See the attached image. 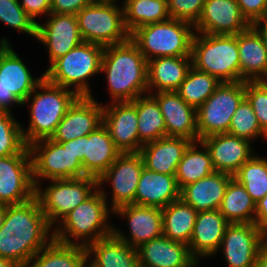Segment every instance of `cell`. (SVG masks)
<instances>
[{
	"label": "cell",
	"instance_id": "49",
	"mask_svg": "<svg viewBox=\"0 0 267 267\" xmlns=\"http://www.w3.org/2000/svg\"><path fill=\"white\" fill-rule=\"evenodd\" d=\"M251 26L259 34L265 47L267 48V12L261 18L254 21Z\"/></svg>",
	"mask_w": 267,
	"mask_h": 267
},
{
	"label": "cell",
	"instance_id": "40",
	"mask_svg": "<svg viewBox=\"0 0 267 267\" xmlns=\"http://www.w3.org/2000/svg\"><path fill=\"white\" fill-rule=\"evenodd\" d=\"M228 133L253 142L255 138L267 135L262 131L251 104L244 98L232 116Z\"/></svg>",
	"mask_w": 267,
	"mask_h": 267
},
{
	"label": "cell",
	"instance_id": "7",
	"mask_svg": "<svg viewBox=\"0 0 267 267\" xmlns=\"http://www.w3.org/2000/svg\"><path fill=\"white\" fill-rule=\"evenodd\" d=\"M192 66L222 82L240 81L237 35L195 33L191 49Z\"/></svg>",
	"mask_w": 267,
	"mask_h": 267
},
{
	"label": "cell",
	"instance_id": "2",
	"mask_svg": "<svg viewBox=\"0 0 267 267\" xmlns=\"http://www.w3.org/2000/svg\"><path fill=\"white\" fill-rule=\"evenodd\" d=\"M101 72L107 76L110 103L131 102L148 94L147 60L130 38L104 47Z\"/></svg>",
	"mask_w": 267,
	"mask_h": 267
},
{
	"label": "cell",
	"instance_id": "29",
	"mask_svg": "<svg viewBox=\"0 0 267 267\" xmlns=\"http://www.w3.org/2000/svg\"><path fill=\"white\" fill-rule=\"evenodd\" d=\"M240 81H267V48L250 25L237 34Z\"/></svg>",
	"mask_w": 267,
	"mask_h": 267
},
{
	"label": "cell",
	"instance_id": "31",
	"mask_svg": "<svg viewBox=\"0 0 267 267\" xmlns=\"http://www.w3.org/2000/svg\"><path fill=\"white\" fill-rule=\"evenodd\" d=\"M191 67V56H165L148 60V94L151 92L176 91L185 80Z\"/></svg>",
	"mask_w": 267,
	"mask_h": 267
},
{
	"label": "cell",
	"instance_id": "6",
	"mask_svg": "<svg viewBox=\"0 0 267 267\" xmlns=\"http://www.w3.org/2000/svg\"><path fill=\"white\" fill-rule=\"evenodd\" d=\"M194 25L169 18L135 29L130 39L137 45L145 59L158 57L191 56Z\"/></svg>",
	"mask_w": 267,
	"mask_h": 267
},
{
	"label": "cell",
	"instance_id": "36",
	"mask_svg": "<svg viewBox=\"0 0 267 267\" xmlns=\"http://www.w3.org/2000/svg\"><path fill=\"white\" fill-rule=\"evenodd\" d=\"M256 203L244 186L232 178L219 207L220 213L230 223H255Z\"/></svg>",
	"mask_w": 267,
	"mask_h": 267
},
{
	"label": "cell",
	"instance_id": "28",
	"mask_svg": "<svg viewBox=\"0 0 267 267\" xmlns=\"http://www.w3.org/2000/svg\"><path fill=\"white\" fill-rule=\"evenodd\" d=\"M231 174L214 171L200 180L184 186L180 198L196 211L219 210Z\"/></svg>",
	"mask_w": 267,
	"mask_h": 267
},
{
	"label": "cell",
	"instance_id": "46",
	"mask_svg": "<svg viewBox=\"0 0 267 267\" xmlns=\"http://www.w3.org/2000/svg\"><path fill=\"white\" fill-rule=\"evenodd\" d=\"M91 3V0H51V13L76 15Z\"/></svg>",
	"mask_w": 267,
	"mask_h": 267
},
{
	"label": "cell",
	"instance_id": "1",
	"mask_svg": "<svg viewBox=\"0 0 267 267\" xmlns=\"http://www.w3.org/2000/svg\"><path fill=\"white\" fill-rule=\"evenodd\" d=\"M51 228L36 197L23 204L6 205L0 257L23 267L53 239Z\"/></svg>",
	"mask_w": 267,
	"mask_h": 267
},
{
	"label": "cell",
	"instance_id": "12",
	"mask_svg": "<svg viewBox=\"0 0 267 267\" xmlns=\"http://www.w3.org/2000/svg\"><path fill=\"white\" fill-rule=\"evenodd\" d=\"M34 185L43 180L84 177L83 164L67 147L48 138L29 145Z\"/></svg>",
	"mask_w": 267,
	"mask_h": 267
},
{
	"label": "cell",
	"instance_id": "38",
	"mask_svg": "<svg viewBox=\"0 0 267 267\" xmlns=\"http://www.w3.org/2000/svg\"><path fill=\"white\" fill-rule=\"evenodd\" d=\"M220 84L221 82L213 75L198 71L192 66L176 92L197 110Z\"/></svg>",
	"mask_w": 267,
	"mask_h": 267
},
{
	"label": "cell",
	"instance_id": "43",
	"mask_svg": "<svg viewBox=\"0 0 267 267\" xmlns=\"http://www.w3.org/2000/svg\"><path fill=\"white\" fill-rule=\"evenodd\" d=\"M245 98L251 104L259 126L267 135V81H245Z\"/></svg>",
	"mask_w": 267,
	"mask_h": 267
},
{
	"label": "cell",
	"instance_id": "30",
	"mask_svg": "<svg viewBox=\"0 0 267 267\" xmlns=\"http://www.w3.org/2000/svg\"><path fill=\"white\" fill-rule=\"evenodd\" d=\"M86 253L87 264L90 267H140L137 249L113 233L89 243L86 246Z\"/></svg>",
	"mask_w": 267,
	"mask_h": 267
},
{
	"label": "cell",
	"instance_id": "25",
	"mask_svg": "<svg viewBox=\"0 0 267 267\" xmlns=\"http://www.w3.org/2000/svg\"><path fill=\"white\" fill-rule=\"evenodd\" d=\"M229 224L219 210L198 211L188 246L191 255L199 263L201 258L213 257L218 253Z\"/></svg>",
	"mask_w": 267,
	"mask_h": 267
},
{
	"label": "cell",
	"instance_id": "4",
	"mask_svg": "<svg viewBox=\"0 0 267 267\" xmlns=\"http://www.w3.org/2000/svg\"><path fill=\"white\" fill-rule=\"evenodd\" d=\"M77 97L78 95L71 88L54 85L44 78L23 103L24 105L32 100L29 105V125L26 129L22 127L26 145L29 146L36 141L51 138Z\"/></svg>",
	"mask_w": 267,
	"mask_h": 267
},
{
	"label": "cell",
	"instance_id": "18",
	"mask_svg": "<svg viewBox=\"0 0 267 267\" xmlns=\"http://www.w3.org/2000/svg\"><path fill=\"white\" fill-rule=\"evenodd\" d=\"M112 214L126 217L130 231L128 237L113 227V234L135 249L163 235L161 208L129 204L116 208Z\"/></svg>",
	"mask_w": 267,
	"mask_h": 267
},
{
	"label": "cell",
	"instance_id": "37",
	"mask_svg": "<svg viewBox=\"0 0 267 267\" xmlns=\"http://www.w3.org/2000/svg\"><path fill=\"white\" fill-rule=\"evenodd\" d=\"M124 25L129 34L135 29L170 18L167 0H123Z\"/></svg>",
	"mask_w": 267,
	"mask_h": 267
},
{
	"label": "cell",
	"instance_id": "15",
	"mask_svg": "<svg viewBox=\"0 0 267 267\" xmlns=\"http://www.w3.org/2000/svg\"><path fill=\"white\" fill-rule=\"evenodd\" d=\"M144 168L139 152L121 153L111 166L97 179L98 187L111 183L112 196L110 207L116 208L135 204V194Z\"/></svg>",
	"mask_w": 267,
	"mask_h": 267
},
{
	"label": "cell",
	"instance_id": "45",
	"mask_svg": "<svg viewBox=\"0 0 267 267\" xmlns=\"http://www.w3.org/2000/svg\"><path fill=\"white\" fill-rule=\"evenodd\" d=\"M236 2L250 25L267 12V0H236Z\"/></svg>",
	"mask_w": 267,
	"mask_h": 267
},
{
	"label": "cell",
	"instance_id": "27",
	"mask_svg": "<svg viewBox=\"0 0 267 267\" xmlns=\"http://www.w3.org/2000/svg\"><path fill=\"white\" fill-rule=\"evenodd\" d=\"M180 199L175 175H166L143 168L135 194V205L163 209Z\"/></svg>",
	"mask_w": 267,
	"mask_h": 267
},
{
	"label": "cell",
	"instance_id": "3",
	"mask_svg": "<svg viewBox=\"0 0 267 267\" xmlns=\"http://www.w3.org/2000/svg\"><path fill=\"white\" fill-rule=\"evenodd\" d=\"M102 188L104 187H98L89 198L70 211L59 222L60 225L52 228L55 240L86 247L89 243L113 233L114 225L110 224L108 218L113 210L109 208L107 194Z\"/></svg>",
	"mask_w": 267,
	"mask_h": 267
},
{
	"label": "cell",
	"instance_id": "13",
	"mask_svg": "<svg viewBox=\"0 0 267 267\" xmlns=\"http://www.w3.org/2000/svg\"><path fill=\"white\" fill-rule=\"evenodd\" d=\"M67 147L83 164L84 176L98 179L122 153L114 144L107 127L102 123L87 136L67 142Z\"/></svg>",
	"mask_w": 267,
	"mask_h": 267
},
{
	"label": "cell",
	"instance_id": "19",
	"mask_svg": "<svg viewBox=\"0 0 267 267\" xmlns=\"http://www.w3.org/2000/svg\"><path fill=\"white\" fill-rule=\"evenodd\" d=\"M47 22H37L36 39L46 45L50 65L83 42L75 14L50 13Z\"/></svg>",
	"mask_w": 267,
	"mask_h": 267
},
{
	"label": "cell",
	"instance_id": "33",
	"mask_svg": "<svg viewBox=\"0 0 267 267\" xmlns=\"http://www.w3.org/2000/svg\"><path fill=\"white\" fill-rule=\"evenodd\" d=\"M198 211L181 198L162 209L163 235L189 245Z\"/></svg>",
	"mask_w": 267,
	"mask_h": 267
},
{
	"label": "cell",
	"instance_id": "10",
	"mask_svg": "<svg viewBox=\"0 0 267 267\" xmlns=\"http://www.w3.org/2000/svg\"><path fill=\"white\" fill-rule=\"evenodd\" d=\"M245 98V81L222 82L197 109L198 140L228 133L233 114Z\"/></svg>",
	"mask_w": 267,
	"mask_h": 267
},
{
	"label": "cell",
	"instance_id": "14",
	"mask_svg": "<svg viewBox=\"0 0 267 267\" xmlns=\"http://www.w3.org/2000/svg\"><path fill=\"white\" fill-rule=\"evenodd\" d=\"M35 190L29 146L20 154L0 157V204H23L35 197Z\"/></svg>",
	"mask_w": 267,
	"mask_h": 267
},
{
	"label": "cell",
	"instance_id": "23",
	"mask_svg": "<svg viewBox=\"0 0 267 267\" xmlns=\"http://www.w3.org/2000/svg\"><path fill=\"white\" fill-rule=\"evenodd\" d=\"M200 141L209 150L214 170L232 176L255 155L251 142L229 133L210 135Z\"/></svg>",
	"mask_w": 267,
	"mask_h": 267
},
{
	"label": "cell",
	"instance_id": "34",
	"mask_svg": "<svg viewBox=\"0 0 267 267\" xmlns=\"http://www.w3.org/2000/svg\"><path fill=\"white\" fill-rule=\"evenodd\" d=\"M197 147L204 149L200 150ZM214 171L209 150L198 140L191 142L185 150L182 160L177 166L175 177L181 190L184 186L196 182Z\"/></svg>",
	"mask_w": 267,
	"mask_h": 267
},
{
	"label": "cell",
	"instance_id": "39",
	"mask_svg": "<svg viewBox=\"0 0 267 267\" xmlns=\"http://www.w3.org/2000/svg\"><path fill=\"white\" fill-rule=\"evenodd\" d=\"M256 202L267 193V159L254 155L233 175Z\"/></svg>",
	"mask_w": 267,
	"mask_h": 267
},
{
	"label": "cell",
	"instance_id": "52",
	"mask_svg": "<svg viewBox=\"0 0 267 267\" xmlns=\"http://www.w3.org/2000/svg\"><path fill=\"white\" fill-rule=\"evenodd\" d=\"M5 215H6V205L0 204V229L3 226Z\"/></svg>",
	"mask_w": 267,
	"mask_h": 267
},
{
	"label": "cell",
	"instance_id": "41",
	"mask_svg": "<svg viewBox=\"0 0 267 267\" xmlns=\"http://www.w3.org/2000/svg\"><path fill=\"white\" fill-rule=\"evenodd\" d=\"M26 147L22 125L11 112L0 111V157L20 154Z\"/></svg>",
	"mask_w": 267,
	"mask_h": 267
},
{
	"label": "cell",
	"instance_id": "20",
	"mask_svg": "<svg viewBox=\"0 0 267 267\" xmlns=\"http://www.w3.org/2000/svg\"><path fill=\"white\" fill-rule=\"evenodd\" d=\"M249 26L236 0H206L194 30L202 34L237 35Z\"/></svg>",
	"mask_w": 267,
	"mask_h": 267
},
{
	"label": "cell",
	"instance_id": "21",
	"mask_svg": "<svg viewBox=\"0 0 267 267\" xmlns=\"http://www.w3.org/2000/svg\"><path fill=\"white\" fill-rule=\"evenodd\" d=\"M136 99L103 106V124L116 147L122 152H139Z\"/></svg>",
	"mask_w": 267,
	"mask_h": 267
},
{
	"label": "cell",
	"instance_id": "53",
	"mask_svg": "<svg viewBox=\"0 0 267 267\" xmlns=\"http://www.w3.org/2000/svg\"><path fill=\"white\" fill-rule=\"evenodd\" d=\"M92 3H102V4H115L117 3L116 0H91Z\"/></svg>",
	"mask_w": 267,
	"mask_h": 267
},
{
	"label": "cell",
	"instance_id": "26",
	"mask_svg": "<svg viewBox=\"0 0 267 267\" xmlns=\"http://www.w3.org/2000/svg\"><path fill=\"white\" fill-rule=\"evenodd\" d=\"M192 141L182 137H163L145 143L139 153L144 167L150 171L175 175L185 150Z\"/></svg>",
	"mask_w": 267,
	"mask_h": 267
},
{
	"label": "cell",
	"instance_id": "24",
	"mask_svg": "<svg viewBox=\"0 0 267 267\" xmlns=\"http://www.w3.org/2000/svg\"><path fill=\"white\" fill-rule=\"evenodd\" d=\"M140 267H197L189 246L162 235L137 248Z\"/></svg>",
	"mask_w": 267,
	"mask_h": 267
},
{
	"label": "cell",
	"instance_id": "32",
	"mask_svg": "<svg viewBox=\"0 0 267 267\" xmlns=\"http://www.w3.org/2000/svg\"><path fill=\"white\" fill-rule=\"evenodd\" d=\"M86 247L65 244L54 238L23 267H86Z\"/></svg>",
	"mask_w": 267,
	"mask_h": 267
},
{
	"label": "cell",
	"instance_id": "47",
	"mask_svg": "<svg viewBox=\"0 0 267 267\" xmlns=\"http://www.w3.org/2000/svg\"><path fill=\"white\" fill-rule=\"evenodd\" d=\"M19 4L34 21L39 15L51 13V0H21Z\"/></svg>",
	"mask_w": 267,
	"mask_h": 267
},
{
	"label": "cell",
	"instance_id": "42",
	"mask_svg": "<svg viewBox=\"0 0 267 267\" xmlns=\"http://www.w3.org/2000/svg\"><path fill=\"white\" fill-rule=\"evenodd\" d=\"M0 22L33 38L37 36V20L24 11L19 0H0Z\"/></svg>",
	"mask_w": 267,
	"mask_h": 267
},
{
	"label": "cell",
	"instance_id": "44",
	"mask_svg": "<svg viewBox=\"0 0 267 267\" xmlns=\"http://www.w3.org/2000/svg\"><path fill=\"white\" fill-rule=\"evenodd\" d=\"M205 2L206 0H167L169 16L195 25Z\"/></svg>",
	"mask_w": 267,
	"mask_h": 267
},
{
	"label": "cell",
	"instance_id": "22",
	"mask_svg": "<svg viewBox=\"0 0 267 267\" xmlns=\"http://www.w3.org/2000/svg\"><path fill=\"white\" fill-rule=\"evenodd\" d=\"M151 95L160 106L167 137L198 141L196 109L187 104L176 91H161Z\"/></svg>",
	"mask_w": 267,
	"mask_h": 267
},
{
	"label": "cell",
	"instance_id": "17",
	"mask_svg": "<svg viewBox=\"0 0 267 267\" xmlns=\"http://www.w3.org/2000/svg\"><path fill=\"white\" fill-rule=\"evenodd\" d=\"M94 96H78L70 105L50 139L67 142L87 136L103 123V105Z\"/></svg>",
	"mask_w": 267,
	"mask_h": 267
},
{
	"label": "cell",
	"instance_id": "9",
	"mask_svg": "<svg viewBox=\"0 0 267 267\" xmlns=\"http://www.w3.org/2000/svg\"><path fill=\"white\" fill-rule=\"evenodd\" d=\"M83 41L106 47L127 41L123 7L91 3L76 14Z\"/></svg>",
	"mask_w": 267,
	"mask_h": 267
},
{
	"label": "cell",
	"instance_id": "16",
	"mask_svg": "<svg viewBox=\"0 0 267 267\" xmlns=\"http://www.w3.org/2000/svg\"><path fill=\"white\" fill-rule=\"evenodd\" d=\"M266 230L255 223H232L226 227L221 245L229 267H256L258 250Z\"/></svg>",
	"mask_w": 267,
	"mask_h": 267
},
{
	"label": "cell",
	"instance_id": "50",
	"mask_svg": "<svg viewBox=\"0 0 267 267\" xmlns=\"http://www.w3.org/2000/svg\"><path fill=\"white\" fill-rule=\"evenodd\" d=\"M256 267H267V233L264 234L261 240Z\"/></svg>",
	"mask_w": 267,
	"mask_h": 267
},
{
	"label": "cell",
	"instance_id": "51",
	"mask_svg": "<svg viewBox=\"0 0 267 267\" xmlns=\"http://www.w3.org/2000/svg\"><path fill=\"white\" fill-rule=\"evenodd\" d=\"M0 267H19L13 261L0 257Z\"/></svg>",
	"mask_w": 267,
	"mask_h": 267
},
{
	"label": "cell",
	"instance_id": "8",
	"mask_svg": "<svg viewBox=\"0 0 267 267\" xmlns=\"http://www.w3.org/2000/svg\"><path fill=\"white\" fill-rule=\"evenodd\" d=\"M49 181L50 184L44 190L41 185L36 186L35 197L53 228L98 189L97 179L92 176Z\"/></svg>",
	"mask_w": 267,
	"mask_h": 267
},
{
	"label": "cell",
	"instance_id": "35",
	"mask_svg": "<svg viewBox=\"0 0 267 267\" xmlns=\"http://www.w3.org/2000/svg\"><path fill=\"white\" fill-rule=\"evenodd\" d=\"M139 151L148 142L166 137V125L157 100L151 94L136 98Z\"/></svg>",
	"mask_w": 267,
	"mask_h": 267
},
{
	"label": "cell",
	"instance_id": "48",
	"mask_svg": "<svg viewBox=\"0 0 267 267\" xmlns=\"http://www.w3.org/2000/svg\"><path fill=\"white\" fill-rule=\"evenodd\" d=\"M255 224L267 230V193L256 202Z\"/></svg>",
	"mask_w": 267,
	"mask_h": 267
},
{
	"label": "cell",
	"instance_id": "5",
	"mask_svg": "<svg viewBox=\"0 0 267 267\" xmlns=\"http://www.w3.org/2000/svg\"><path fill=\"white\" fill-rule=\"evenodd\" d=\"M103 52V46L83 41L48 66L44 78L63 88L73 87L78 96H92L88 79L101 72Z\"/></svg>",
	"mask_w": 267,
	"mask_h": 267
},
{
	"label": "cell",
	"instance_id": "11",
	"mask_svg": "<svg viewBox=\"0 0 267 267\" xmlns=\"http://www.w3.org/2000/svg\"><path fill=\"white\" fill-rule=\"evenodd\" d=\"M43 79L44 74L32 77L8 39L0 40V111L11 112V105H23Z\"/></svg>",
	"mask_w": 267,
	"mask_h": 267
}]
</instances>
